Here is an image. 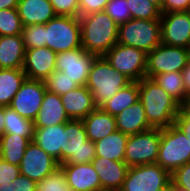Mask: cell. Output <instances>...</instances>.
Here are the masks:
<instances>
[{
  "label": "cell",
  "mask_w": 190,
  "mask_h": 191,
  "mask_svg": "<svg viewBox=\"0 0 190 191\" xmlns=\"http://www.w3.org/2000/svg\"><path fill=\"white\" fill-rule=\"evenodd\" d=\"M20 174V167L10 164L0 158V184L5 185L11 183Z\"/></svg>",
  "instance_id": "60d3db41"
},
{
  "label": "cell",
  "mask_w": 190,
  "mask_h": 191,
  "mask_svg": "<svg viewBox=\"0 0 190 191\" xmlns=\"http://www.w3.org/2000/svg\"><path fill=\"white\" fill-rule=\"evenodd\" d=\"M91 163L99 176L102 191H119L121 189L129 169L124 161L96 156Z\"/></svg>",
  "instance_id": "ac0fdd59"
},
{
  "label": "cell",
  "mask_w": 190,
  "mask_h": 191,
  "mask_svg": "<svg viewBox=\"0 0 190 191\" xmlns=\"http://www.w3.org/2000/svg\"><path fill=\"white\" fill-rule=\"evenodd\" d=\"M4 106H0V140L2 139V136L4 135Z\"/></svg>",
  "instance_id": "7dc6e473"
},
{
  "label": "cell",
  "mask_w": 190,
  "mask_h": 191,
  "mask_svg": "<svg viewBox=\"0 0 190 191\" xmlns=\"http://www.w3.org/2000/svg\"><path fill=\"white\" fill-rule=\"evenodd\" d=\"M160 191H176V187L171 182L170 184H168L165 188L161 189Z\"/></svg>",
  "instance_id": "c3c4849f"
},
{
  "label": "cell",
  "mask_w": 190,
  "mask_h": 191,
  "mask_svg": "<svg viewBox=\"0 0 190 191\" xmlns=\"http://www.w3.org/2000/svg\"><path fill=\"white\" fill-rule=\"evenodd\" d=\"M26 78L22 69L0 68V106H10Z\"/></svg>",
  "instance_id": "4316f807"
},
{
  "label": "cell",
  "mask_w": 190,
  "mask_h": 191,
  "mask_svg": "<svg viewBox=\"0 0 190 191\" xmlns=\"http://www.w3.org/2000/svg\"><path fill=\"white\" fill-rule=\"evenodd\" d=\"M181 72L185 85L186 106H188V104L190 103V60Z\"/></svg>",
  "instance_id": "f6af8a7d"
},
{
  "label": "cell",
  "mask_w": 190,
  "mask_h": 191,
  "mask_svg": "<svg viewBox=\"0 0 190 191\" xmlns=\"http://www.w3.org/2000/svg\"><path fill=\"white\" fill-rule=\"evenodd\" d=\"M56 54L48 47L26 50L22 67L26 77L44 81L56 70Z\"/></svg>",
  "instance_id": "2e32d148"
},
{
  "label": "cell",
  "mask_w": 190,
  "mask_h": 191,
  "mask_svg": "<svg viewBox=\"0 0 190 191\" xmlns=\"http://www.w3.org/2000/svg\"><path fill=\"white\" fill-rule=\"evenodd\" d=\"M64 124L34 128L33 141L61 164Z\"/></svg>",
  "instance_id": "d4e9b609"
},
{
  "label": "cell",
  "mask_w": 190,
  "mask_h": 191,
  "mask_svg": "<svg viewBox=\"0 0 190 191\" xmlns=\"http://www.w3.org/2000/svg\"><path fill=\"white\" fill-rule=\"evenodd\" d=\"M4 118V133L18 134L33 141V121L22 117L9 106H4Z\"/></svg>",
  "instance_id": "4dcf8cb0"
},
{
  "label": "cell",
  "mask_w": 190,
  "mask_h": 191,
  "mask_svg": "<svg viewBox=\"0 0 190 191\" xmlns=\"http://www.w3.org/2000/svg\"><path fill=\"white\" fill-rule=\"evenodd\" d=\"M139 100V83L132 82L127 87L120 89L116 95L102 104L100 108L110 115L116 116Z\"/></svg>",
  "instance_id": "f1b7e54d"
},
{
  "label": "cell",
  "mask_w": 190,
  "mask_h": 191,
  "mask_svg": "<svg viewBox=\"0 0 190 191\" xmlns=\"http://www.w3.org/2000/svg\"><path fill=\"white\" fill-rule=\"evenodd\" d=\"M69 120L60 95L46 90L40 110L36 119L33 121L34 128L65 124Z\"/></svg>",
  "instance_id": "ffe728a7"
},
{
  "label": "cell",
  "mask_w": 190,
  "mask_h": 191,
  "mask_svg": "<svg viewBox=\"0 0 190 191\" xmlns=\"http://www.w3.org/2000/svg\"><path fill=\"white\" fill-rule=\"evenodd\" d=\"M104 12L108 14L118 25L131 19V12L128 8L127 0H110L106 4Z\"/></svg>",
  "instance_id": "8d00e7d4"
},
{
  "label": "cell",
  "mask_w": 190,
  "mask_h": 191,
  "mask_svg": "<svg viewBox=\"0 0 190 191\" xmlns=\"http://www.w3.org/2000/svg\"><path fill=\"white\" fill-rule=\"evenodd\" d=\"M161 129L151 128L135 135H129L124 162L129 166L157 162Z\"/></svg>",
  "instance_id": "30bf717a"
},
{
  "label": "cell",
  "mask_w": 190,
  "mask_h": 191,
  "mask_svg": "<svg viewBox=\"0 0 190 191\" xmlns=\"http://www.w3.org/2000/svg\"><path fill=\"white\" fill-rule=\"evenodd\" d=\"M161 43L190 49V15L187 11L161 14Z\"/></svg>",
  "instance_id": "5bb4252c"
},
{
  "label": "cell",
  "mask_w": 190,
  "mask_h": 191,
  "mask_svg": "<svg viewBox=\"0 0 190 191\" xmlns=\"http://www.w3.org/2000/svg\"><path fill=\"white\" fill-rule=\"evenodd\" d=\"M87 138L96 142L117 130L115 116L97 107L88 116L82 119Z\"/></svg>",
  "instance_id": "cb8c5ba5"
},
{
  "label": "cell",
  "mask_w": 190,
  "mask_h": 191,
  "mask_svg": "<svg viewBox=\"0 0 190 191\" xmlns=\"http://www.w3.org/2000/svg\"><path fill=\"white\" fill-rule=\"evenodd\" d=\"M50 3L59 16L79 17V0H50Z\"/></svg>",
  "instance_id": "74e56055"
},
{
  "label": "cell",
  "mask_w": 190,
  "mask_h": 191,
  "mask_svg": "<svg viewBox=\"0 0 190 191\" xmlns=\"http://www.w3.org/2000/svg\"><path fill=\"white\" fill-rule=\"evenodd\" d=\"M174 125L183 133L190 135V108L188 106L181 107L174 120Z\"/></svg>",
  "instance_id": "ee69618b"
},
{
  "label": "cell",
  "mask_w": 190,
  "mask_h": 191,
  "mask_svg": "<svg viewBox=\"0 0 190 191\" xmlns=\"http://www.w3.org/2000/svg\"><path fill=\"white\" fill-rule=\"evenodd\" d=\"M60 97L67 116L72 120H82L97 108L86 86H79Z\"/></svg>",
  "instance_id": "d6986e66"
},
{
  "label": "cell",
  "mask_w": 190,
  "mask_h": 191,
  "mask_svg": "<svg viewBox=\"0 0 190 191\" xmlns=\"http://www.w3.org/2000/svg\"><path fill=\"white\" fill-rule=\"evenodd\" d=\"M104 57L112 67L132 82L146 77L147 54L141 49L117 43Z\"/></svg>",
  "instance_id": "8fae6325"
},
{
  "label": "cell",
  "mask_w": 190,
  "mask_h": 191,
  "mask_svg": "<svg viewBox=\"0 0 190 191\" xmlns=\"http://www.w3.org/2000/svg\"><path fill=\"white\" fill-rule=\"evenodd\" d=\"M36 191H72L63 170L58 167L52 174L37 182Z\"/></svg>",
  "instance_id": "e575fe53"
},
{
  "label": "cell",
  "mask_w": 190,
  "mask_h": 191,
  "mask_svg": "<svg viewBox=\"0 0 190 191\" xmlns=\"http://www.w3.org/2000/svg\"><path fill=\"white\" fill-rule=\"evenodd\" d=\"M190 162V135L183 133L174 124L161 129L157 164L172 173Z\"/></svg>",
  "instance_id": "5b68a950"
},
{
  "label": "cell",
  "mask_w": 190,
  "mask_h": 191,
  "mask_svg": "<svg viewBox=\"0 0 190 191\" xmlns=\"http://www.w3.org/2000/svg\"><path fill=\"white\" fill-rule=\"evenodd\" d=\"M45 92L43 81L26 78L9 107L22 117L34 121L40 110Z\"/></svg>",
  "instance_id": "4fadbf2b"
},
{
  "label": "cell",
  "mask_w": 190,
  "mask_h": 191,
  "mask_svg": "<svg viewBox=\"0 0 190 191\" xmlns=\"http://www.w3.org/2000/svg\"><path fill=\"white\" fill-rule=\"evenodd\" d=\"M110 0H79V17L104 11Z\"/></svg>",
  "instance_id": "b9f144b4"
},
{
  "label": "cell",
  "mask_w": 190,
  "mask_h": 191,
  "mask_svg": "<svg viewBox=\"0 0 190 191\" xmlns=\"http://www.w3.org/2000/svg\"><path fill=\"white\" fill-rule=\"evenodd\" d=\"M171 183V173L159 164L129 167L119 191H160Z\"/></svg>",
  "instance_id": "9c48e42d"
},
{
  "label": "cell",
  "mask_w": 190,
  "mask_h": 191,
  "mask_svg": "<svg viewBox=\"0 0 190 191\" xmlns=\"http://www.w3.org/2000/svg\"><path fill=\"white\" fill-rule=\"evenodd\" d=\"M43 82L47 91L60 96L80 86L78 83L71 81L63 71L58 70H55Z\"/></svg>",
  "instance_id": "836d02e7"
},
{
  "label": "cell",
  "mask_w": 190,
  "mask_h": 191,
  "mask_svg": "<svg viewBox=\"0 0 190 191\" xmlns=\"http://www.w3.org/2000/svg\"><path fill=\"white\" fill-rule=\"evenodd\" d=\"M81 47L97 57L104 56L118 41L119 25L104 11L79 17Z\"/></svg>",
  "instance_id": "7a4b0ae2"
},
{
  "label": "cell",
  "mask_w": 190,
  "mask_h": 191,
  "mask_svg": "<svg viewBox=\"0 0 190 191\" xmlns=\"http://www.w3.org/2000/svg\"><path fill=\"white\" fill-rule=\"evenodd\" d=\"M23 23L17 8L0 10V36L21 35Z\"/></svg>",
  "instance_id": "d6a6232c"
},
{
  "label": "cell",
  "mask_w": 190,
  "mask_h": 191,
  "mask_svg": "<svg viewBox=\"0 0 190 191\" xmlns=\"http://www.w3.org/2000/svg\"><path fill=\"white\" fill-rule=\"evenodd\" d=\"M190 60V49L160 44L147 53L146 78L181 72Z\"/></svg>",
  "instance_id": "ba28073f"
},
{
  "label": "cell",
  "mask_w": 190,
  "mask_h": 191,
  "mask_svg": "<svg viewBox=\"0 0 190 191\" xmlns=\"http://www.w3.org/2000/svg\"><path fill=\"white\" fill-rule=\"evenodd\" d=\"M95 157V143L87 138L82 120L70 119L64 124L61 164L90 163Z\"/></svg>",
  "instance_id": "277c9868"
},
{
  "label": "cell",
  "mask_w": 190,
  "mask_h": 191,
  "mask_svg": "<svg viewBox=\"0 0 190 191\" xmlns=\"http://www.w3.org/2000/svg\"><path fill=\"white\" fill-rule=\"evenodd\" d=\"M25 51L22 35L0 36V68L22 69Z\"/></svg>",
  "instance_id": "603a6c76"
},
{
  "label": "cell",
  "mask_w": 190,
  "mask_h": 191,
  "mask_svg": "<svg viewBox=\"0 0 190 191\" xmlns=\"http://www.w3.org/2000/svg\"><path fill=\"white\" fill-rule=\"evenodd\" d=\"M139 83V99L151 128L165 129L174 124L181 105L150 78Z\"/></svg>",
  "instance_id": "6da1fadb"
},
{
  "label": "cell",
  "mask_w": 190,
  "mask_h": 191,
  "mask_svg": "<svg viewBox=\"0 0 190 191\" xmlns=\"http://www.w3.org/2000/svg\"><path fill=\"white\" fill-rule=\"evenodd\" d=\"M152 79L182 107L186 106V93L182 72L162 73L154 76Z\"/></svg>",
  "instance_id": "f546056e"
},
{
  "label": "cell",
  "mask_w": 190,
  "mask_h": 191,
  "mask_svg": "<svg viewBox=\"0 0 190 191\" xmlns=\"http://www.w3.org/2000/svg\"><path fill=\"white\" fill-rule=\"evenodd\" d=\"M17 10L23 26L46 24L57 16L50 0H19Z\"/></svg>",
  "instance_id": "44dd1931"
},
{
  "label": "cell",
  "mask_w": 190,
  "mask_h": 191,
  "mask_svg": "<svg viewBox=\"0 0 190 191\" xmlns=\"http://www.w3.org/2000/svg\"><path fill=\"white\" fill-rule=\"evenodd\" d=\"M37 182L19 174L11 183L1 185L0 191H36Z\"/></svg>",
  "instance_id": "f35d334b"
},
{
  "label": "cell",
  "mask_w": 190,
  "mask_h": 191,
  "mask_svg": "<svg viewBox=\"0 0 190 191\" xmlns=\"http://www.w3.org/2000/svg\"><path fill=\"white\" fill-rule=\"evenodd\" d=\"M19 167L20 174L38 182L58 169L59 163L34 141H31L24 152Z\"/></svg>",
  "instance_id": "9a60e30c"
},
{
  "label": "cell",
  "mask_w": 190,
  "mask_h": 191,
  "mask_svg": "<svg viewBox=\"0 0 190 191\" xmlns=\"http://www.w3.org/2000/svg\"><path fill=\"white\" fill-rule=\"evenodd\" d=\"M128 135L119 130L94 142L96 156L115 161H124Z\"/></svg>",
  "instance_id": "484cf974"
},
{
  "label": "cell",
  "mask_w": 190,
  "mask_h": 191,
  "mask_svg": "<svg viewBox=\"0 0 190 191\" xmlns=\"http://www.w3.org/2000/svg\"><path fill=\"white\" fill-rule=\"evenodd\" d=\"M19 0H0V10L17 8Z\"/></svg>",
  "instance_id": "bcb514c9"
},
{
  "label": "cell",
  "mask_w": 190,
  "mask_h": 191,
  "mask_svg": "<svg viewBox=\"0 0 190 191\" xmlns=\"http://www.w3.org/2000/svg\"><path fill=\"white\" fill-rule=\"evenodd\" d=\"M97 56L82 47L56 54V70L63 71L73 82L86 86L92 63Z\"/></svg>",
  "instance_id": "7c38bea8"
},
{
  "label": "cell",
  "mask_w": 190,
  "mask_h": 191,
  "mask_svg": "<svg viewBox=\"0 0 190 191\" xmlns=\"http://www.w3.org/2000/svg\"><path fill=\"white\" fill-rule=\"evenodd\" d=\"M21 35L26 50L45 47V24L23 26Z\"/></svg>",
  "instance_id": "d590c367"
},
{
  "label": "cell",
  "mask_w": 190,
  "mask_h": 191,
  "mask_svg": "<svg viewBox=\"0 0 190 191\" xmlns=\"http://www.w3.org/2000/svg\"><path fill=\"white\" fill-rule=\"evenodd\" d=\"M117 43L146 54L161 44V20L130 19L119 25Z\"/></svg>",
  "instance_id": "52a82bcc"
},
{
  "label": "cell",
  "mask_w": 190,
  "mask_h": 191,
  "mask_svg": "<svg viewBox=\"0 0 190 191\" xmlns=\"http://www.w3.org/2000/svg\"><path fill=\"white\" fill-rule=\"evenodd\" d=\"M176 191H188V190H185V189L180 188V187H176Z\"/></svg>",
  "instance_id": "681fc988"
},
{
  "label": "cell",
  "mask_w": 190,
  "mask_h": 191,
  "mask_svg": "<svg viewBox=\"0 0 190 191\" xmlns=\"http://www.w3.org/2000/svg\"><path fill=\"white\" fill-rule=\"evenodd\" d=\"M31 141L18 134L4 133L0 140V158L20 166L24 152Z\"/></svg>",
  "instance_id": "83f0119b"
},
{
  "label": "cell",
  "mask_w": 190,
  "mask_h": 191,
  "mask_svg": "<svg viewBox=\"0 0 190 191\" xmlns=\"http://www.w3.org/2000/svg\"><path fill=\"white\" fill-rule=\"evenodd\" d=\"M117 130L126 135H135L151 129L145 109L139 100L115 116Z\"/></svg>",
  "instance_id": "7402d4cb"
},
{
  "label": "cell",
  "mask_w": 190,
  "mask_h": 191,
  "mask_svg": "<svg viewBox=\"0 0 190 191\" xmlns=\"http://www.w3.org/2000/svg\"><path fill=\"white\" fill-rule=\"evenodd\" d=\"M190 0H163L160 4L161 13L188 11Z\"/></svg>",
  "instance_id": "7bdbcfd3"
},
{
  "label": "cell",
  "mask_w": 190,
  "mask_h": 191,
  "mask_svg": "<svg viewBox=\"0 0 190 191\" xmlns=\"http://www.w3.org/2000/svg\"><path fill=\"white\" fill-rule=\"evenodd\" d=\"M131 19L160 20V4L154 0H127Z\"/></svg>",
  "instance_id": "1f68e13d"
},
{
  "label": "cell",
  "mask_w": 190,
  "mask_h": 191,
  "mask_svg": "<svg viewBox=\"0 0 190 191\" xmlns=\"http://www.w3.org/2000/svg\"><path fill=\"white\" fill-rule=\"evenodd\" d=\"M45 47L61 53L81 48V24L79 17L59 16L45 24Z\"/></svg>",
  "instance_id": "8992f818"
},
{
  "label": "cell",
  "mask_w": 190,
  "mask_h": 191,
  "mask_svg": "<svg viewBox=\"0 0 190 191\" xmlns=\"http://www.w3.org/2000/svg\"><path fill=\"white\" fill-rule=\"evenodd\" d=\"M59 167L65 173L72 191H102L101 182L92 163H62Z\"/></svg>",
  "instance_id": "e0dca14e"
},
{
  "label": "cell",
  "mask_w": 190,
  "mask_h": 191,
  "mask_svg": "<svg viewBox=\"0 0 190 191\" xmlns=\"http://www.w3.org/2000/svg\"><path fill=\"white\" fill-rule=\"evenodd\" d=\"M156 1L158 4H161L163 2V0H154Z\"/></svg>",
  "instance_id": "f907efd6"
},
{
  "label": "cell",
  "mask_w": 190,
  "mask_h": 191,
  "mask_svg": "<svg viewBox=\"0 0 190 191\" xmlns=\"http://www.w3.org/2000/svg\"><path fill=\"white\" fill-rule=\"evenodd\" d=\"M130 83L132 81L112 67L104 56H99L92 63L86 87L90 90L95 105L100 107Z\"/></svg>",
  "instance_id": "3957f363"
},
{
  "label": "cell",
  "mask_w": 190,
  "mask_h": 191,
  "mask_svg": "<svg viewBox=\"0 0 190 191\" xmlns=\"http://www.w3.org/2000/svg\"><path fill=\"white\" fill-rule=\"evenodd\" d=\"M171 182L175 187L190 191V162L175 169L171 173Z\"/></svg>",
  "instance_id": "ab89813d"
}]
</instances>
